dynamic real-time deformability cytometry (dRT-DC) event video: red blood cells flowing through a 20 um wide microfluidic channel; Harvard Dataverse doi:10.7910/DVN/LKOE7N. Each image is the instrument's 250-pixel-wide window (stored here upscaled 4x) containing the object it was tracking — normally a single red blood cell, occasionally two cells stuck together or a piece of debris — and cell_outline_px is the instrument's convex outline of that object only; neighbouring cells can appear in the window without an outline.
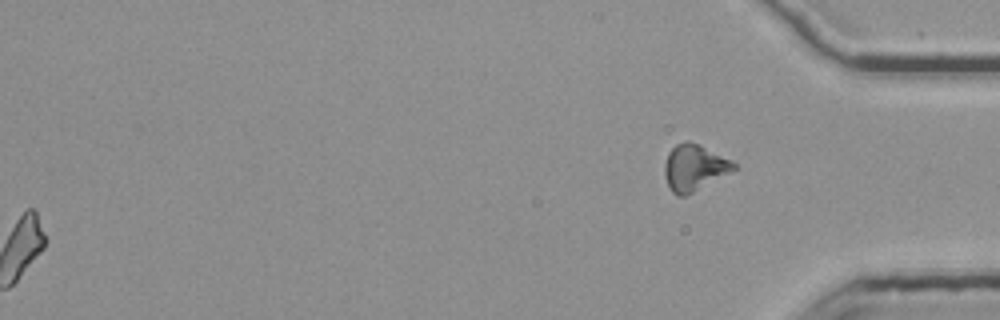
{"species": "common noctule bat (a hibernating species)", "species_latin": "Nyctalus noctula", "temperature_condition": "room temperature", "stored_images_in_passage": 55, "segment_of_instrument_passage": [2, 2], "camera_frame_rate_fps": 3000, "um_per_image_px": 0.085, "animal": {"sex": "female", "body_mass_g": 25.1}, "frame": {"image": 1, "passage_image": 55, "time_ms": 18.0, "image_size_px": [1000, 320], "cell_outline_px": [[736, 168], [692, 192], [684, 196], [676, 196], [672, 192], [664, 176], [664, 164], [668, 152], [676, 144], [684, 140], [688, 140], [736, 164]], "centroid_in_image_um": [58.92, 14.25], "position_along_channel_um": 376.3, "area_um2": 17.92}}